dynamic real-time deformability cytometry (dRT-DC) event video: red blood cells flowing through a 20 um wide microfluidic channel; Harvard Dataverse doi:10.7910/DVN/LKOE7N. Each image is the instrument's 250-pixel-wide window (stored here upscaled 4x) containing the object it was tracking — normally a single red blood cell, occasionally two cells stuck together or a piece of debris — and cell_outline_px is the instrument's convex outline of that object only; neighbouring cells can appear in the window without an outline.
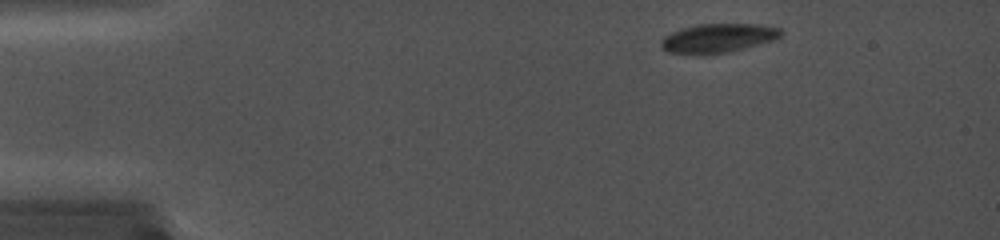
{"species": "common noctule bat (a hibernating species)", "species_latin": "Nyctalus noctula", "temperature_condition": "cold", "stored_images_in_passage": 75, "camera_frame_rate_fps": 5000, "um_per_image_px": 0.085, "animal": {"sex": "female", "body_mass_g": 19.0, "forearm_length_mm": 56.7}, "frame": {"image": 1, "passage_image": 4, "time_ms": 0.6, "image_size_px": [1000, 240], "cell_outline_px": [[784, 36], [776, 40], [728, 52], [668, 52], [660, 48], [660, 40], [664, 36], [672, 32], [684, 28], [700, 24], [756, 24], [780, 28], [784, 32]], "centroid_in_image_um": [61.11, 3.21], "position_along_channel_um": 23.9, "area_um2": 19.83}}
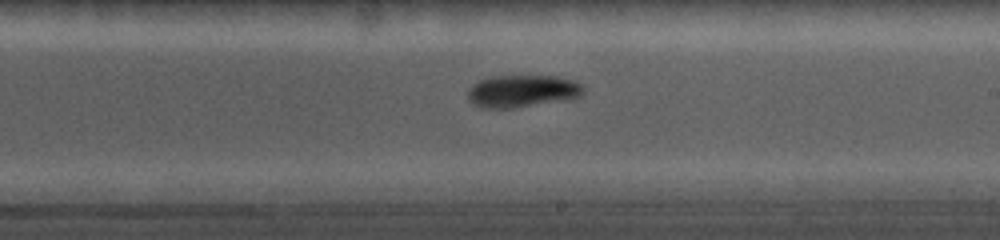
{"frame": {"image": 2, "passage_image": 44, "time_ms": 8.6, "image_size_px": [1000, 240], "cell_outline_px": [[584, 92], [580, 96], [564, 100], [512, 108], [484, 108], [472, 104], [468, 96], [468, 88], [472, 84], [488, 76], [556, 76], [576, 80], [584, 88]], "centroid_in_image_um": [44.38, 7.73], "position_along_channel_um": 244.6, "area_um2": 21.85}}
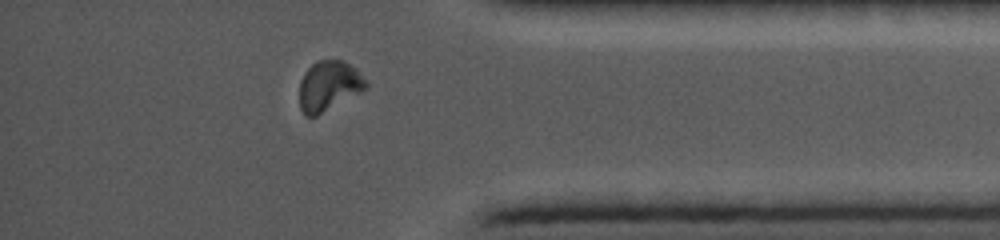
{"frame": {"image": 3, "passage_image": 66, "time_ms": 13.0, "image_size_px": [1000, 240], "cell_outline_px": [[368, 84], [360, 92], [316, 116], [304, 116], [300, 108], [300, 80], [304, 72], [316, 60], [344, 60], [356, 68]], "centroid_in_image_um": [27.92, 7.28], "position_along_channel_um": 407.3, "area_um2": 19.25}}